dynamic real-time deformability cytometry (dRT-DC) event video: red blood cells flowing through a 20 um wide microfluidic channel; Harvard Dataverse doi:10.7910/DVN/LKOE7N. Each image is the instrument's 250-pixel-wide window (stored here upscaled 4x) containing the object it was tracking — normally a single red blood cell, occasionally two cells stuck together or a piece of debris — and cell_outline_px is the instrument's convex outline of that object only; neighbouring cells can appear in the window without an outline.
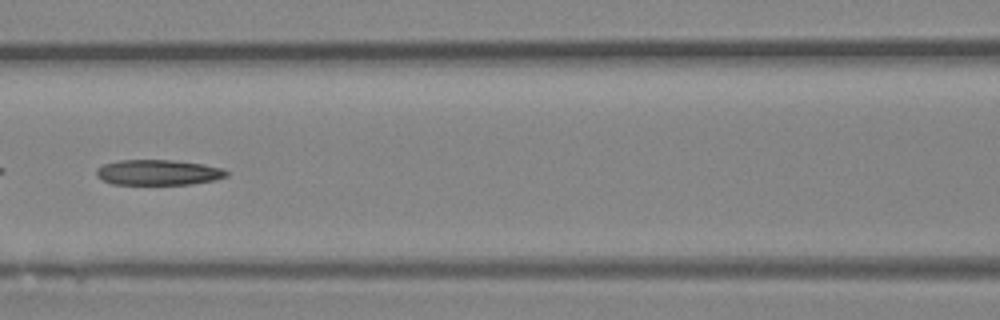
{"species": "Egyptian fruit bat (a non-hibernating species)", "species_latin": "Rousettus aegyptiacus", "temperature_condition": "room temperature", "stored_images_in_passage": 37, "camera_frame_rate_fps": 3000, "um_per_image_px": 0.085, "animal": {"sex": "female"}, "frame": {"image": 1, "passage_image": 11, "time_ms": 3.333, "image_size_px": [1000, 320], "cell_outline_px": [[228, 176], [216, 180], [192, 184], [112, 184], [96, 176], [96, 168], [104, 164], [120, 160], [172, 160], [204, 164], [224, 168], [228, 172]], "centroid_in_image_um": [13.49, 14.65], "position_along_channel_um": 153.1, "area_um2": 19.36}}
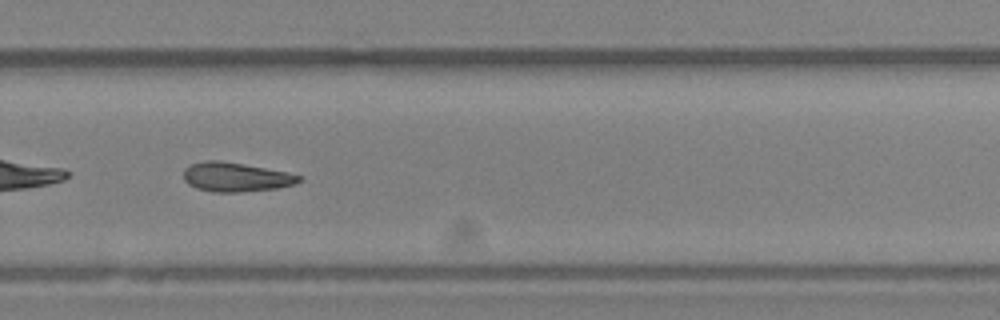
{"frame": {"image": 2, "passage_image": 22, "time_ms": 7.0, "image_size_px": [1000, 320], "cell_outline_px": [[304, 180], [296, 184], [276, 188], [240, 192], [212, 192], [196, 188], [188, 184], [184, 180], [184, 168], [192, 164], [204, 160], [220, 160], [244, 164], [288, 172], [304, 176]], "centroid_in_image_um": [20.08, 15.05], "position_along_channel_um": 309.7, "area_um2": 19.88}, "authors_computed_cell_mechanics": {"area_um2": 19.7676, "velocity_mm_per_s": 4.2802, "shape_relaxation_time_tau1_ms": 6.3074, "shape_relaxation_time_tau2_ms": 3.4537, "deformation_change_tau1": 0.1367, "deformation_change_tau2": 0.1086}}